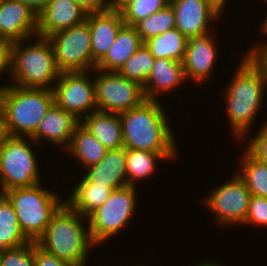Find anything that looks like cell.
Masks as SVG:
<instances>
[{
	"label": "cell",
	"mask_w": 267,
	"mask_h": 266,
	"mask_svg": "<svg viewBox=\"0 0 267 266\" xmlns=\"http://www.w3.org/2000/svg\"><path fill=\"white\" fill-rule=\"evenodd\" d=\"M125 149L160 153L165 159L177 157V146L166 113L158 100H144L120 113Z\"/></svg>",
	"instance_id": "cell-1"
},
{
	"label": "cell",
	"mask_w": 267,
	"mask_h": 266,
	"mask_svg": "<svg viewBox=\"0 0 267 266\" xmlns=\"http://www.w3.org/2000/svg\"><path fill=\"white\" fill-rule=\"evenodd\" d=\"M81 214L66 202L53 215L43 235L36 243L55 257L74 266H85L89 247L93 242L89 228H85ZM91 245V246H90Z\"/></svg>",
	"instance_id": "cell-2"
},
{
	"label": "cell",
	"mask_w": 267,
	"mask_h": 266,
	"mask_svg": "<svg viewBox=\"0 0 267 266\" xmlns=\"http://www.w3.org/2000/svg\"><path fill=\"white\" fill-rule=\"evenodd\" d=\"M225 90L226 113L235 137H245L261 109L267 78L244 55Z\"/></svg>",
	"instance_id": "cell-3"
},
{
	"label": "cell",
	"mask_w": 267,
	"mask_h": 266,
	"mask_svg": "<svg viewBox=\"0 0 267 266\" xmlns=\"http://www.w3.org/2000/svg\"><path fill=\"white\" fill-rule=\"evenodd\" d=\"M54 103L47 88H22L15 85L0 87V107L6 115L10 136L30 137Z\"/></svg>",
	"instance_id": "cell-4"
},
{
	"label": "cell",
	"mask_w": 267,
	"mask_h": 266,
	"mask_svg": "<svg viewBox=\"0 0 267 266\" xmlns=\"http://www.w3.org/2000/svg\"><path fill=\"white\" fill-rule=\"evenodd\" d=\"M37 42L27 47L23 41L14 42L11 49V77L16 86L22 88L53 89L51 83L56 82L60 71L55 62L51 42L47 38L39 37Z\"/></svg>",
	"instance_id": "cell-5"
},
{
	"label": "cell",
	"mask_w": 267,
	"mask_h": 266,
	"mask_svg": "<svg viewBox=\"0 0 267 266\" xmlns=\"http://www.w3.org/2000/svg\"><path fill=\"white\" fill-rule=\"evenodd\" d=\"M40 186L37 183L2 193L12 204L21 230L34 242L43 235L53 215L66 202H60L56 193Z\"/></svg>",
	"instance_id": "cell-6"
},
{
	"label": "cell",
	"mask_w": 267,
	"mask_h": 266,
	"mask_svg": "<svg viewBox=\"0 0 267 266\" xmlns=\"http://www.w3.org/2000/svg\"><path fill=\"white\" fill-rule=\"evenodd\" d=\"M136 186H125L111 192L108 199L88 217V227L95 245L118 233L135 213Z\"/></svg>",
	"instance_id": "cell-7"
},
{
	"label": "cell",
	"mask_w": 267,
	"mask_h": 266,
	"mask_svg": "<svg viewBox=\"0 0 267 266\" xmlns=\"http://www.w3.org/2000/svg\"><path fill=\"white\" fill-rule=\"evenodd\" d=\"M25 139L10 136L0 146V194L40 183L35 153Z\"/></svg>",
	"instance_id": "cell-8"
},
{
	"label": "cell",
	"mask_w": 267,
	"mask_h": 266,
	"mask_svg": "<svg viewBox=\"0 0 267 266\" xmlns=\"http://www.w3.org/2000/svg\"><path fill=\"white\" fill-rule=\"evenodd\" d=\"M47 39L52 44L60 72L95 70L97 64L92 58L91 35L86 22L55 32Z\"/></svg>",
	"instance_id": "cell-9"
},
{
	"label": "cell",
	"mask_w": 267,
	"mask_h": 266,
	"mask_svg": "<svg viewBox=\"0 0 267 266\" xmlns=\"http://www.w3.org/2000/svg\"><path fill=\"white\" fill-rule=\"evenodd\" d=\"M87 73V71L60 72L54 83L56 85H52L54 103L80 122L89 113L98 110L95 82L89 80Z\"/></svg>",
	"instance_id": "cell-10"
},
{
	"label": "cell",
	"mask_w": 267,
	"mask_h": 266,
	"mask_svg": "<svg viewBox=\"0 0 267 266\" xmlns=\"http://www.w3.org/2000/svg\"><path fill=\"white\" fill-rule=\"evenodd\" d=\"M94 79L97 109L122 113L139 106L144 100L143 87L115 71L98 70Z\"/></svg>",
	"instance_id": "cell-11"
},
{
	"label": "cell",
	"mask_w": 267,
	"mask_h": 266,
	"mask_svg": "<svg viewBox=\"0 0 267 266\" xmlns=\"http://www.w3.org/2000/svg\"><path fill=\"white\" fill-rule=\"evenodd\" d=\"M251 196L244 181L236 173L231 180L211 193L204 202L208 209L215 213L218 223L244 224Z\"/></svg>",
	"instance_id": "cell-12"
},
{
	"label": "cell",
	"mask_w": 267,
	"mask_h": 266,
	"mask_svg": "<svg viewBox=\"0 0 267 266\" xmlns=\"http://www.w3.org/2000/svg\"><path fill=\"white\" fill-rule=\"evenodd\" d=\"M174 10L175 27L186 37L208 33L209 23L221 12L207 0H170Z\"/></svg>",
	"instance_id": "cell-13"
},
{
	"label": "cell",
	"mask_w": 267,
	"mask_h": 266,
	"mask_svg": "<svg viewBox=\"0 0 267 266\" xmlns=\"http://www.w3.org/2000/svg\"><path fill=\"white\" fill-rule=\"evenodd\" d=\"M38 14L16 0H0V38L12 43L37 37ZM36 35V36H35Z\"/></svg>",
	"instance_id": "cell-14"
},
{
	"label": "cell",
	"mask_w": 267,
	"mask_h": 266,
	"mask_svg": "<svg viewBox=\"0 0 267 266\" xmlns=\"http://www.w3.org/2000/svg\"><path fill=\"white\" fill-rule=\"evenodd\" d=\"M87 14L75 0H49L38 14L37 36L47 38L55 32L82 24Z\"/></svg>",
	"instance_id": "cell-15"
},
{
	"label": "cell",
	"mask_w": 267,
	"mask_h": 266,
	"mask_svg": "<svg viewBox=\"0 0 267 266\" xmlns=\"http://www.w3.org/2000/svg\"><path fill=\"white\" fill-rule=\"evenodd\" d=\"M91 35L92 58L98 64L107 54L119 30L125 25L121 12L110 8L87 14L86 21Z\"/></svg>",
	"instance_id": "cell-16"
},
{
	"label": "cell",
	"mask_w": 267,
	"mask_h": 266,
	"mask_svg": "<svg viewBox=\"0 0 267 266\" xmlns=\"http://www.w3.org/2000/svg\"><path fill=\"white\" fill-rule=\"evenodd\" d=\"M212 38L209 33L187 38L186 51L182 60L186 78L198 83L210 76L217 58V47Z\"/></svg>",
	"instance_id": "cell-17"
},
{
	"label": "cell",
	"mask_w": 267,
	"mask_h": 266,
	"mask_svg": "<svg viewBox=\"0 0 267 266\" xmlns=\"http://www.w3.org/2000/svg\"><path fill=\"white\" fill-rule=\"evenodd\" d=\"M80 123L72 114L58 107L55 103L47 110L38 124L36 131L28 137L30 141L39 142L40 139L50 141L51 144L69 147L76 126Z\"/></svg>",
	"instance_id": "cell-18"
},
{
	"label": "cell",
	"mask_w": 267,
	"mask_h": 266,
	"mask_svg": "<svg viewBox=\"0 0 267 266\" xmlns=\"http://www.w3.org/2000/svg\"><path fill=\"white\" fill-rule=\"evenodd\" d=\"M126 164L124 147L108 150L97 164L87 167L84 178L91 184L114 190L128 186Z\"/></svg>",
	"instance_id": "cell-19"
},
{
	"label": "cell",
	"mask_w": 267,
	"mask_h": 266,
	"mask_svg": "<svg viewBox=\"0 0 267 266\" xmlns=\"http://www.w3.org/2000/svg\"><path fill=\"white\" fill-rule=\"evenodd\" d=\"M186 80L182 62L155 58L150 77L143 87L146 100H157L159 92L171 91Z\"/></svg>",
	"instance_id": "cell-20"
},
{
	"label": "cell",
	"mask_w": 267,
	"mask_h": 266,
	"mask_svg": "<svg viewBox=\"0 0 267 266\" xmlns=\"http://www.w3.org/2000/svg\"><path fill=\"white\" fill-rule=\"evenodd\" d=\"M107 149L123 147L120 114L96 110L80 122Z\"/></svg>",
	"instance_id": "cell-21"
},
{
	"label": "cell",
	"mask_w": 267,
	"mask_h": 266,
	"mask_svg": "<svg viewBox=\"0 0 267 266\" xmlns=\"http://www.w3.org/2000/svg\"><path fill=\"white\" fill-rule=\"evenodd\" d=\"M143 44L134 26L124 25L118 32L114 43L95 70L115 71L127 61Z\"/></svg>",
	"instance_id": "cell-22"
},
{
	"label": "cell",
	"mask_w": 267,
	"mask_h": 266,
	"mask_svg": "<svg viewBox=\"0 0 267 266\" xmlns=\"http://www.w3.org/2000/svg\"><path fill=\"white\" fill-rule=\"evenodd\" d=\"M113 190V188L91 184L83 177L68 200L65 201L86 219L108 199Z\"/></svg>",
	"instance_id": "cell-23"
},
{
	"label": "cell",
	"mask_w": 267,
	"mask_h": 266,
	"mask_svg": "<svg viewBox=\"0 0 267 266\" xmlns=\"http://www.w3.org/2000/svg\"><path fill=\"white\" fill-rule=\"evenodd\" d=\"M68 150L85 168L97 164L108 151L81 123L74 130Z\"/></svg>",
	"instance_id": "cell-24"
},
{
	"label": "cell",
	"mask_w": 267,
	"mask_h": 266,
	"mask_svg": "<svg viewBox=\"0 0 267 266\" xmlns=\"http://www.w3.org/2000/svg\"><path fill=\"white\" fill-rule=\"evenodd\" d=\"M154 58H165L182 62L187 38L175 27L144 42Z\"/></svg>",
	"instance_id": "cell-25"
},
{
	"label": "cell",
	"mask_w": 267,
	"mask_h": 266,
	"mask_svg": "<svg viewBox=\"0 0 267 266\" xmlns=\"http://www.w3.org/2000/svg\"><path fill=\"white\" fill-rule=\"evenodd\" d=\"M28 242L30 240L21 230L12 204L0 194V250L19 247Z\"/></svg>",
	"instance_id": "cell-26"
},
{
	"label": "cell",
	"mask_w": 267,
	"mask_h": 266,
	"mask_svg": "<svg viewBox=\"0 0 267 266\" xmlns=\"http://www.w3.org/2000/svg\"><path fill=\"white\" fill-rule=\"evenodd\" d=\"M166 160L160 153L147 150L126 149L127 183L136 186L138 180L149 178L154 173L156 161ZM137 180V182H135Z\"/></svg>",
	"instance_id": "cell-27"
},
{
	"label": "cell",
	"mask_w": 267,
	"mask_h": 266,
	"mask_svg": "<svg viewBox=\"0 0 267 266\" xmlns=\"http://www.w3.org/2000/svg\"><path fill=\"white\" fill-rule=\"evenodd\" d=\"M244 152L241 173L237 175L244 181L251 195L267 197V164L253 157L248 151Z\"/></svg>",
	"instance_id": "cell-28"
},
{
	"label": "cell",
	"mask_w": 267,
	"mask_h": 266,
	"mask_svg": "<svg viewBox=\"0 0 267 266\" xmlns=\"http://www.w3.org/2000/svg\"><path fill=\"white\" fill-rule=\"evenodd\" d=\"M154 61V56L143 43L140 48L127 59V61L117 72L121 76L126 77L130 81H134L140 86L144 87L145 83L150 77Z\"/></svg>",
	"instance_id": "cell-29"
},
{
	"label": "cell",
	"mask_w": 267,
	"mask_h": 266,
	"mask_svg": "<svg viewBox=\"0 0 267 266\" xmlns=\"http://www.w3.org/2000/svg\"><path fill=\"white\" fill-rule=\"evenodd\" d=\"M136 28L142 42L175 28V14L170 4L162 10L137 22Z\"/></svg>",
	"instance_id": "cell-30"
},
{
	"label": "cell",
	"mask_w": 267,
	"mask_h": 266,
	"mask_svg": "<svg viewBox=\"0 0 267 266\" xmlns=\"http://www.w3.org/2000/svg\"><path fill=\"white\" fill-rule=\"evenodd\" d=\"M170 0H136L128 4L122 11L125 25L134 26L137 22L162 10Z\"/></svg>",
	"instance_id": "cell-31"
},
{
	"label": "cell",
	"mask_w": 267,
	"mask_h": 266,
	"mask_svg": "<svg viewBox=\"0 0 267 266\" xmlns=\"http://www.w3.org/2000/svg\"><path fill=\"white\" fill-rule=\"evenodd\" d=\"M0 266H34V241L0 250Z\"/></svg>",
	"instance_id": "cell-32"
},
{
	"label": "cell",
	"mask_w": 267,
	"mask_h": 266,
	"mask_svg": "<svg viewBox=\"0 0 267 266\" xmlns=\"http://www.w3.org/2000/svg\"><path fill=\"white\" fill-rule=\"evenodd\" d=\"M267 226V197L252 195L244 224Z\"/></svg>",
	"instance_id": "cell-33"
},
{
	"label": "cell",
	"mask_w": 267,
	"mask_h": 266,
	"mask_svg": "<svg viewBox=\"0 0 267 266\" xmlns=\"http://www.w3.org/2000/svg\"><path fill=\"white\" fill-rule=\"evenodd\" d=\"M255 137H252L247 145L248 151L253 157L267 164V121Z\"/></svg>",
	"instance_id": "cell-34"
},
{
	"label": "cell",
	"mask_w": 267,
	"mask_h": 266,
	"mask_svg": "<svg viewBox=\"0 0 267 266\" xmlns=\"http://www.w3.org/2000/svg\"><path fill=\"white\" fill-rule=\"evenodd\" d=\"M262 30L264 35H266L267 29L263 25ZM250 49L245 56L267 78V44L259 45L258 47L253 46Z\"/></svg>",
	"instance_id": "cell-35"
},
{
	"label": "cell",
	"mask_w": 267,
	"mask_h": 266,
	"mask_svg": "<svg viewBox=\"0 0 267 266\" xmlns=\"http://www.w3.org/2000/svg\"><path fill=\"white\" fill-rule=\"evenodd\" d=\"M34 266H74L73 264L55 257L34 242Z\"/></svg>",
	"instance_id": "cell-36"
},
{
	"label": "cell",
	"mask_w": 267,
	"mask_h": 266,
	"mask_svg": "<svg viewBox=\"0 0 267 266\" xmlns=\"http://www.w3.org/2000/svg\"><path fill=\"white\" fill-rule=\"evenodd\" d=\"M12 44V42L0 38V74L10 70Z\"/></svg>",
	"instance_id": "cell-37"
},
{
	"label": "cell",
	"mask_w": 267,
	"mask_h": 266,
	"mask_svg": "<svg viewBox=\"0 0 267 266\" xmlns=\"http://www.w3.org/2000/svg\"><path fill=\"white\" fill-rule=\"evenodd\" d=\"M78 2L87 13L102 12L112 8L111 0H75Z\"/></svg>",
	"instance_id": "cell-38"
},
{
	"label": "cell",
	"mask_w": 267,
	"mask_h": 266,
	"mask_svg": "<svg viewBox=\"0 0 267 266\" xmlns=\"http://www.w3.org/2000/svg\"><path fill=\"white\" fill-rule=\"evenodd\" d=\"M9 137L10 134L7 128L6 115L3 109L0 107V146H2Z\"/></svg>",
	"instance_id": "cell-39"
},
{
	"label": "cell",
	"mask_w": 267,
	"mask_h": 266,
	"mask_svg": "<svg viewBox=\"0 0 267 266\" xmlns=\"http://www.w3.org/2000/svg\"><path fill=\"white\" fill-rule=\"evenodd\" d=\"M29 6L33 11L39 14L48 4L49 0H16Z\"/></svg>",
	"instance_id": "cell-40"
},
{
	"label": "cell",
	"mask_w": 267,
	"mask_h": 266,
	"mask_svg": "<svg viewBox=\"0 0 267 266\" xmlns=\"http://www.w3.org/2000/svg\"><path fill=\"white\" fill-rule=\"evenodd\" d=\"M112 1V8L115 10H119L120 12L131 2L136 0H111Z\"/></svg>",
	"instance_id": "cell-41"
},
{
	"label": "cell",
	"mask_w": 267,
	"mask_h": 266,
	"mask_svg": "<svg viewBox=\"0 0 267 266\" xmlns=\"http://www.w3.org/2000/svg\"><path fill=\"white\" fill-rule=\"evenodd\" d=\"M210 2L213 6H215L221 13L223 12L222 10L224 9L225 5L227 4L226 0H207Z\"/></svg>",
	"instance_id": "cell-42"
},
{
	"label": "cell",
	"mask_w": 267,
	"mask_h": 266,
	"mask_svg": "<svg viewBox=\"0 0 267 266\" xmlns=\"http://www.w3.org/2000/svg\"><path fill=\"white\" fill-rule=\"evenodd\" d=\"M195 266H219L218 263H215V262H208V263H203L202 264H199V265H195Z\"/></svg>",
	"instance_id": "cell-43"
},
{
	"label": "cell",
	"mask_w": 267,
	"mask_h": 266,
	"mask_svg": "<svg viewBox=\"0 0 267 266\" xmlns=\"http://www.w3.org/2000/svg\"><path fill=\"white\" fill-rule=\"evenodd\" d=\"M262 25H263V26H267V16L265 17V20H264V22H263Z\"/></svg>",
	"instance_id": "cell-44"
}]
</instances>
